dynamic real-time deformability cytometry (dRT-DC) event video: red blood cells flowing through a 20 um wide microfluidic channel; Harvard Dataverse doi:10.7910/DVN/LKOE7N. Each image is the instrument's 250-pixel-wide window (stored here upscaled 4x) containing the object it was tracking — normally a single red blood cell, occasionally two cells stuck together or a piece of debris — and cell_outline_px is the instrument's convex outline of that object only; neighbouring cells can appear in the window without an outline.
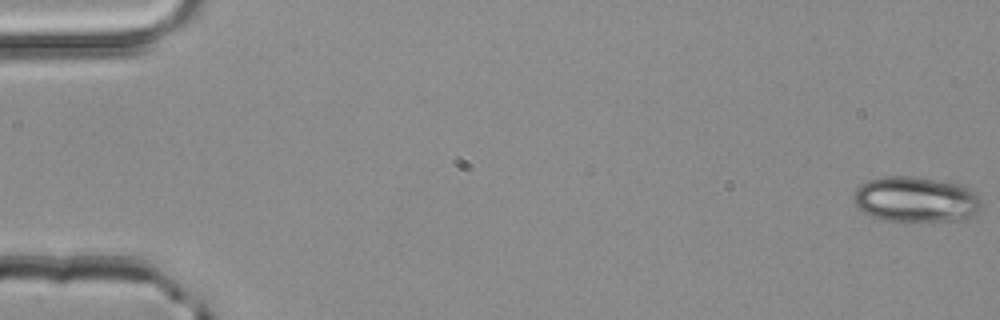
{"species": "common noctule bat (a hibernating species)", "species_latin": "Nyctalus noctula", "temperature_condition": "room temperature", "stored_images_in_passage": 51, "camera_frame_rate_fps": 3000, "um_per_image_px": 0.085, "animal": {"sex": "male", "body_mass_g": 20.4}, "frame": {"image": 1, "passage_image": 1, "time_ms": 0.0, "image_size_px": [1000, 320], "cell_outline_px": [[984, 204], [968, 220], [884, 220], [872, 216], [864, 212], [856, 204], [852, 196], [856, 188], [860, 184], [868, 180], [884, 176], [912, 176], [940, 180], [964, 184], [980, 192]], "centroid_in_image_um": [77.94, 16.92], "position_along_channel_um": 7.1, "area_um2": 34.45}}
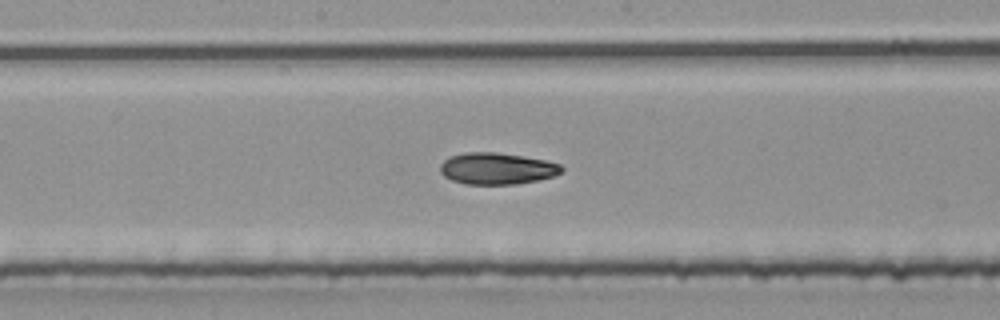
{"frame": {"image": 2, "passage_image": 28, "time_ms": 9.0, "image_size_px": [1000, 320], "cell_outline_px": [[564, 168], [556, 176], [516, 184], [464, 184], [452, 180], [444, 176], [440, 172], [440, 164], [444, 160], [452, 156], [464, 152], [496, 152], [524, 156], [544, 160], [560, 164]], "centroid_in_image_um": [42.23, 14.32], "position_along_channel_um": 206.0, "area_um2": 22.37}}
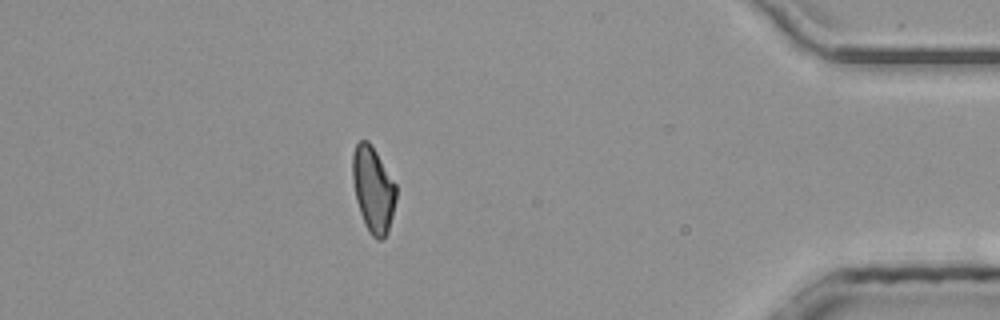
{"frame": {"image": 3, "passage_image": 46, "time_ms": 15.0, "image_size_px": [1000, 320], "cell_outline_px": [[396, 196], [392, 216], [388, 232], [384, 240], [376, 240], [372, 236], [364, 224], [356, 200], [352, 180], [352, 156], [356, 144], [360, 140], [368, 140], [376, 152], [396, 184]], "centroid_in_image_um": [31.71, 16.12], "position_along_channel_um": 403.5, "area_um2": 21.79}}